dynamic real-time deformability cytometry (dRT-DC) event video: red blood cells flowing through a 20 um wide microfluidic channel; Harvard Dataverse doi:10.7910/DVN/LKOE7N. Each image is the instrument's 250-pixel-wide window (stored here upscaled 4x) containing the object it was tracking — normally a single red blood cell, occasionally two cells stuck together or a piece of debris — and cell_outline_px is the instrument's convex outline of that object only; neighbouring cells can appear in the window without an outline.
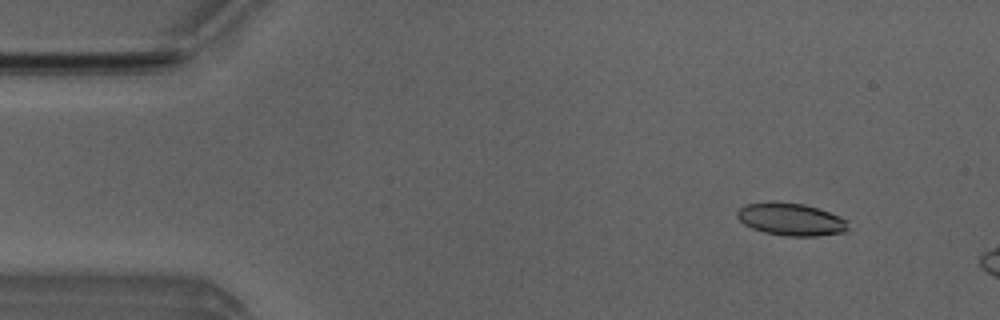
{"species": "Egyptian fruit bat (a non-hibernating species)", "species_latin": "Rousettus aegyptiacus", "temperature_condition": "room temperature", "stored_images_in_passage": 12, "camera_frame_rate_fps": 3000, "um_per_image_px": 0.085, "animal": {"sex": "male"}, "frame": {"image": 1, "passage_image": 6, "time_ms": 1.667, "image_size_px": [1000, 320], "cell_outline_px": [[848, 228], [844, 232], [816, 236], [784, 236], [764, 232], [752, 228], [744, 224], [736, 216], [736, 212], [744, 204], [768, 200], [772, 200], [804, 204], [828, 212], [848, 220]], "centroid_in_image_um": [67.18, 18.62], "position_along_channel_um": 17.8, "area_um2": 21.27}}